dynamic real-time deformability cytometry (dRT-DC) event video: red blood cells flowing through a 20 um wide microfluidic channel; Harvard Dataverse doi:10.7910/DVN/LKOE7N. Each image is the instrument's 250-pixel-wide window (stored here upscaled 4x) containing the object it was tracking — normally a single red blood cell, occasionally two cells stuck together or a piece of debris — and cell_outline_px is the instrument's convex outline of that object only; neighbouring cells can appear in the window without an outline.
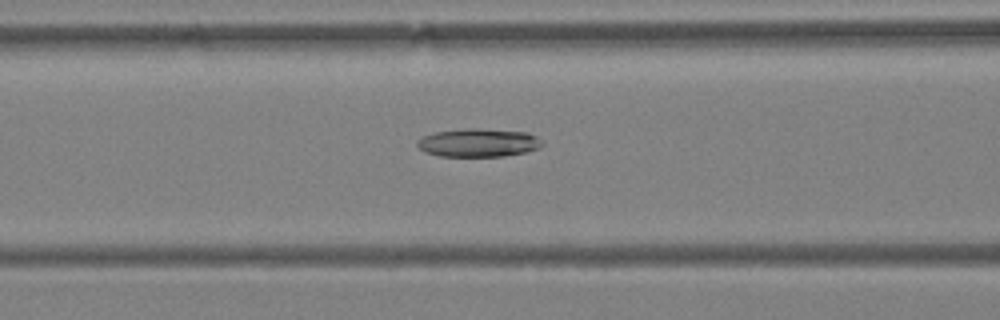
{"species": "Egyptian fruit bat (a non-hibernating species)", "species_latin": "Rousettus aegyptiacus", "temperature_condition": "warm", "stored_images_in_passage": 60, "camera_frame_rate_fps": 3000, "um_per_image_px": 0.085, "animal": {"sex": "female"}, "frame": {"image": 1, "passage_image": 26, "time_ms": 8.333, "image_size_px": [1000, 320], "cell_outline_px": [[544, 144], [540, 148], [524, 152], [504, 156], [440, 156], [424, 152], [416, 144], [416, 140], [424, 136], [436, 132], [464, 128], [476, 128], [528, 132], [536, 136]], "centroid_in_image_um": [40.66, 12.13], "position_along_channel_um": 125.9, "area_um2": 20.63}}
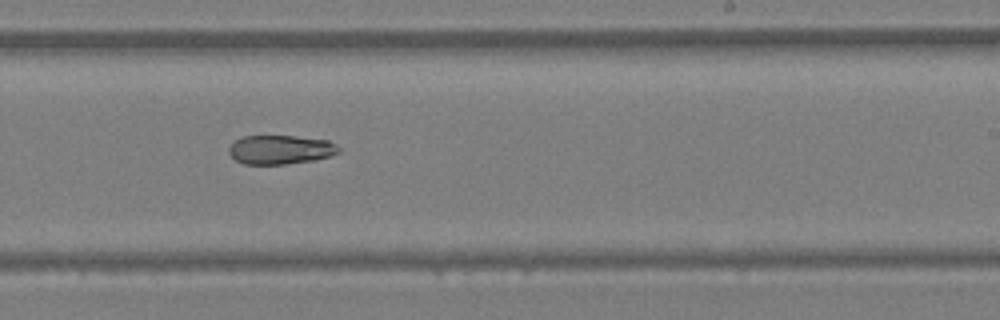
{"frame": {"image": 2, "passage_image": 38, "time_ms": 12.333, "image_size_px": [1000, 320], "cell_outline_px": [[340, 152], [328, 156], [312, 160], [284, 164], [244, 164], [236, 160], [228, 152], [228, 148], [240, 136], [296, 136], [328, 140], [336, 144], [340, 148]], "centroid_in_image_um": [23.83, 12.71], "position_along_channel_um": 265.2, "area_um2": 18.5}}
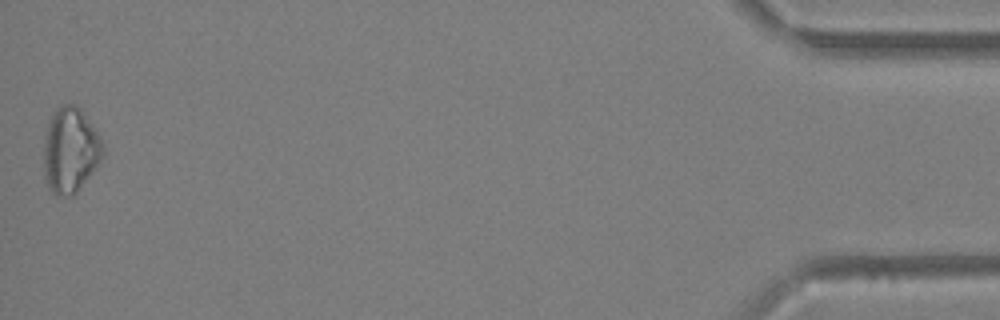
{"frame": {"image": 3, "passage_image": 60, "time_ms": 19.667, "image_size_px": [1000, 320], "cell_outline_px": [[104, 152], [100, 160], [76, 192], [72, 196], [56, 196], [48, 188], [44, 180], [44, 132], [48, 120], [52, 112], [60, 104], [76, 104], [84, 112], [96, 128], [104, 144]], "centroid_in_image_um": [5.95, 12.72], "position_along_channel_um": 429.3, "area_um2": 29.94}}